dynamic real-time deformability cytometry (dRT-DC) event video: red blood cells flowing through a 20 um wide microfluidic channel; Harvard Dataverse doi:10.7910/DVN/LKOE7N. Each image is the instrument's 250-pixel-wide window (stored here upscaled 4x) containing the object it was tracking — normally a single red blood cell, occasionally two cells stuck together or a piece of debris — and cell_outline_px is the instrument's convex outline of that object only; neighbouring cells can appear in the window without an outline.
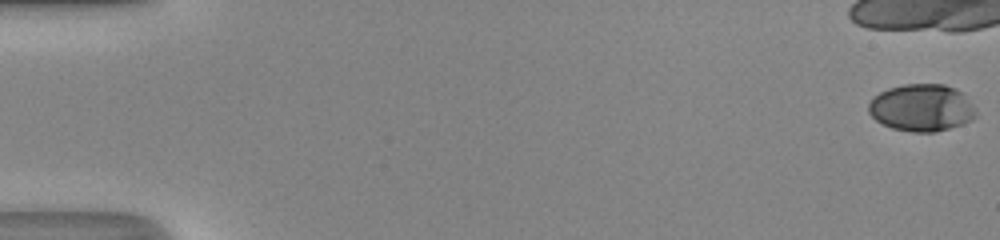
{"species": "human", "species_latin": "Homo sapiens", "temperature_condition": "room temperature", "stored_images_in_passage": 12, "camera_frame_rate_fps": 3000, "um_per_image_px": 0.085, "donor": {"sex": "male"}, "frame": {"image": 1, "passage_image": 1, "time_ms": 0.0, "image_size_px": [1000, 240], "cell_outline_px": [[976, 116], [972, 120], [936, 132], [912, 132], [892, 128], [876, 120], [868, 112], [868, 104], [880, 92], [888, 88], [904, 84], [944, 84], [956, 88], [976, 108]], "centroid_in_image_um": [78.34, 9.15], "position_along_channel_um": 6.7, "area_um2": 29.36}}